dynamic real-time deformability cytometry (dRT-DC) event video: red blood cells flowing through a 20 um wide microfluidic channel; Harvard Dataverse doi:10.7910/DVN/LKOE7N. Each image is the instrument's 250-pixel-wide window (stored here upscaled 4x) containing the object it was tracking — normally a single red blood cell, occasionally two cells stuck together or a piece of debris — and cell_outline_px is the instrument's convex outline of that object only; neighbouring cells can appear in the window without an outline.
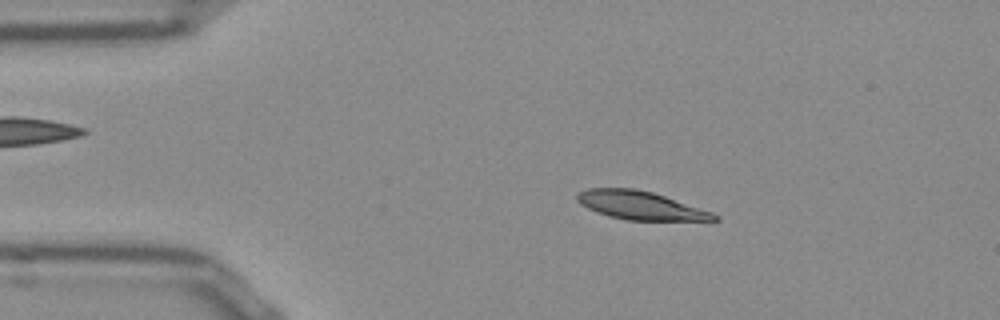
{"species": "Egyptian fruit bat (a non-hibernating species)", "species_latin": "Rousettus aegyptiacus", "temperature_condition": "room temperature", "stored_images_in_passage": 51, "camera_frame_rate_fps": 3000, "um_per_image_px": 0.085, "frame": {"image": 1, "passage_image": 8, "time_ms": 2.333, "image_size_px": [1000, 320], "cell_outline_px": [[720, 220], [628, 220], [608, 216], [596, 212], [580, 204], [576, 200], [576, 196], [580, 192], [588, 188], [632, 188], [652, 192], [712, 212], [720, 216]], "centroid_in_image_um": [54.41, 17.46], "position_along_channel_um": 30.6, "area_um2": 22.43}}
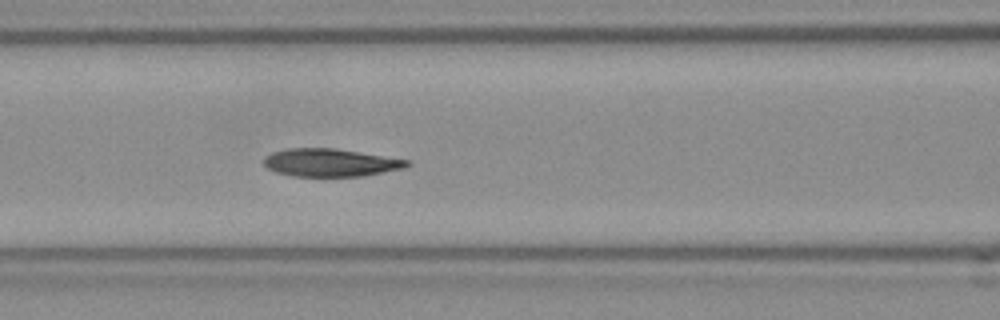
{"frame": {"image": 2, "passage_image": 20, "time_ms": 6.333, "image_size_px": [1000, 320], "cell_outline_px": [[412, 164], [404, 168], [364, 176], [292, 176], [276, 172], [268, 168], [264, 164], [264, 156], [272, 152], [288, 148], [336, 148], [408, 160]], "centroid_in_image_um": [28.08, 13.82], "position_along_channel_um": 138.5, "area_um2": 23.24}}
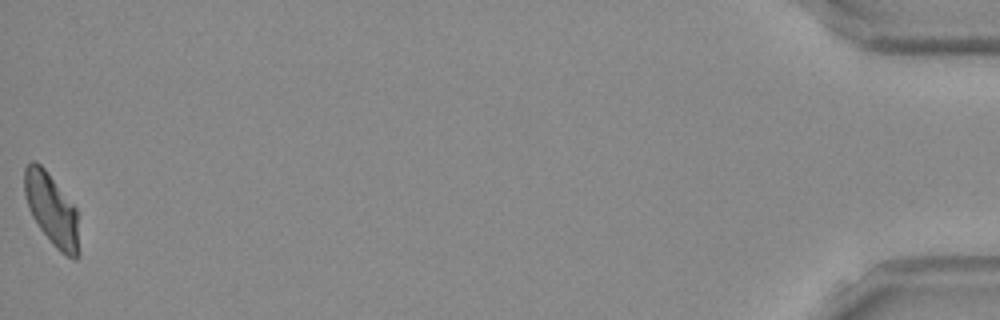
{"frame": {"image": 3, "passage_image": 51, "time_ms": 16.667, "image_size_px": [1000, 320], "cell_outline_px": [[80, 256], [76, 260], [72, 260], [60, 252], [52, 244], [40, 228], [32, 216], [28, 208], [24, 192], [24, 168], [32, 160], [36, 160], [44, 168], [76, 208], [80, 252]], "centroid_in_image_um": [4.41, 17.86], "position_along_channel_um": 430.8, "area_um2": 23.0}, "authors_computed_cell_mechanics": {"area_um2": 23.8136, "velocity_mm_per_s": 3.8271, "shape_relaxation_time_tau1_ms": 5.5952, "shape_relaxation_time_tau2_ms": 3.7923, "deformation_change_tau1": 0.1655, "deformation_change_tau2": 0.0819}}